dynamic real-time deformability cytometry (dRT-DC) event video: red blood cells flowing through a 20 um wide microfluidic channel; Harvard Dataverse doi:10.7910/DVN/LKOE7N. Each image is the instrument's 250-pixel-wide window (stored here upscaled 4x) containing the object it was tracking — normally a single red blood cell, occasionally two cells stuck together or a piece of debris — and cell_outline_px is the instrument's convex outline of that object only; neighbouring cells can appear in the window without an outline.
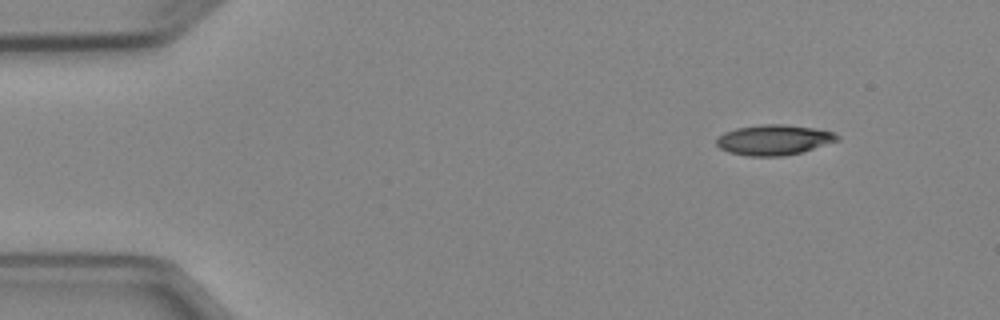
{"species": "Egyptian fruit bat (a non-hibernating species)", "species_latin": "Rousettus aegyptiacus", "temperature_condition": "cold", "stored_images_in_passage": 4, "camera_frame_rate_fps": 3000, "um_per_image_px": 0.085, "animal": {"sex": "female"}, "frame": {"image": 1, "passage_image": 1, "time_ms": 0.0, "image_size_px": [1000, 320], "cell_outline_px": [[840, 140], [804, 152], [780, 156], [748, 156], [728, 152], [720, 148], [716, 144], [716, 140], [724, 132], [736, 128], [760, 124], [784, 124], [812, 128], [832, 132], [840, 136]], "centroid_in_image_um": [65.79, 11.89], "position_along_channel_um": 19.2, "area_um2": 21.39}}
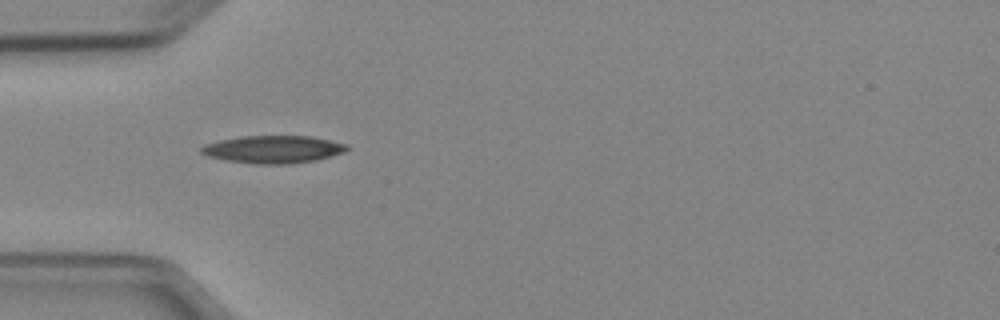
{"frame": {"image": 2, "passage_image": 3, "time_ms": 3.333, "image_size_px": [1000, 320], "cell_outline_px": [[348, 148], [344, 152], [316, 160], [292, 164], [252, 164], [228, 160], [208, 156], [200, 152], [200, 148], [204, 144], [220, 140], [240, 136], [312, 136], [348, 144]], "centroid_in_image_um": [23.22, 12.69], "position_along_channel_um": 61.8, "area_um2": 23.47}}
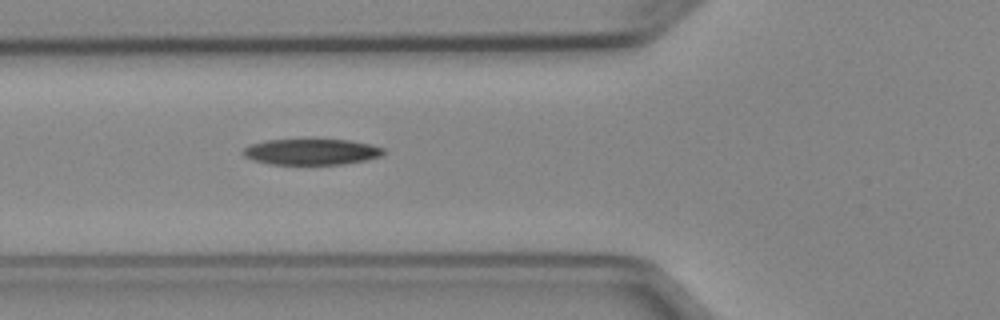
{"frame": {"image": 3, "passage_image": 4, "time_ms": 4.333, "image_size_px": [1000, 320], "cell_outline_px": [[384, 152], [380, 156], [364, 160], [344, 164], [268, 164], [252, 160], [244, 156], [240, 152], [244, 148], [252, 144], [264, 140], [348, 140], [368, 144], [384, 148]], "centroid_in_image_um": [26.41, 12.91], "position_along_channel_um": 99.4, "area_um2": 21.04}}